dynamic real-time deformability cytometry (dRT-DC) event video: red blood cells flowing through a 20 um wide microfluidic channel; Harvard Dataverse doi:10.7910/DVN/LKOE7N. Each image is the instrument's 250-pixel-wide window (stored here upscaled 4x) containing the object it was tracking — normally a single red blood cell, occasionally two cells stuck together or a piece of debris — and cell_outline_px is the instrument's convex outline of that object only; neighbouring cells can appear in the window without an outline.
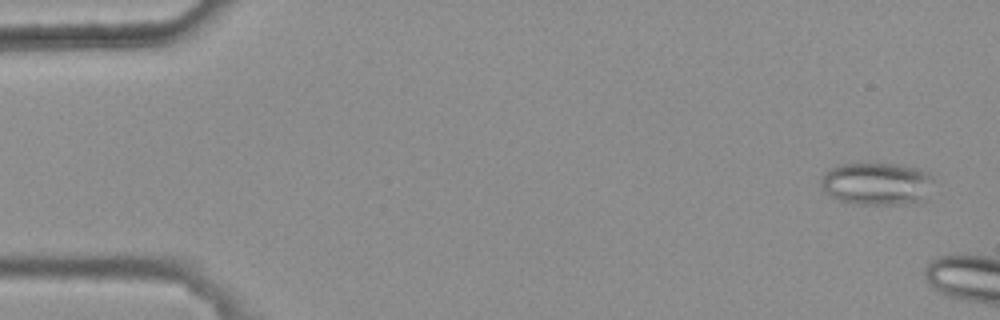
{"species": "common noctule bat (a hibernating species)", "species_latin": "Nyctalus noctula", "temperature_condition": "warm", "stored_images_in_passage": 4, "camera_frame_rate_fps": 3000, "um_per_image_px": 0.085, "animal": {"sex": "female", "body_mass_g": 25.1}, "frame": {"image": 1, "passage_image": 4, "time_ms": 1.0, "image_size_px": [1000, 320], "cell_outline_px": [[932, 180], [924, 200], [900, 204], [856, 204], [840, 200], [824, 192], [820, 184], [820, 180], [824, 172], [828, 168], [840, 164], [896, 164], [916, 168], [928, 172], [932, 176]], "centroid_in_image_um": [74.47, 15.61], "position_along_channel_um": 10.5, "area_um2": 27.8}}